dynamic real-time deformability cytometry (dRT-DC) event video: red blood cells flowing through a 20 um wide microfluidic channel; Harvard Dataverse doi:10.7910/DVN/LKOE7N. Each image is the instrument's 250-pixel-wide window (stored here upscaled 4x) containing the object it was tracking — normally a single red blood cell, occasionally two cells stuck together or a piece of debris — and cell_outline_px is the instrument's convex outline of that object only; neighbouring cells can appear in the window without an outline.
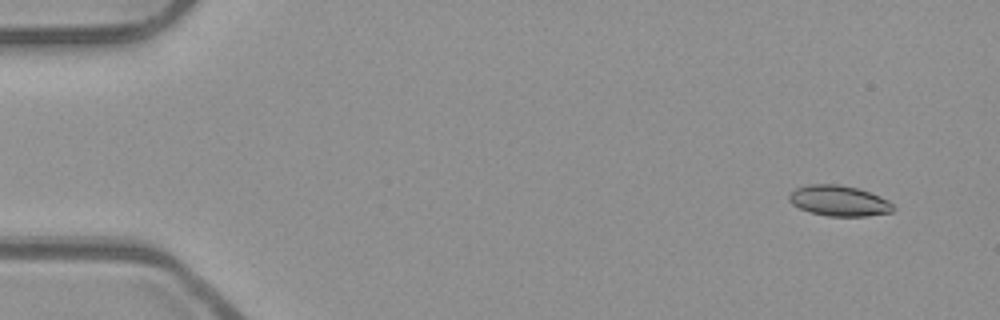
{"species": "common noctule bat (a hibernating species)", "species_latin": "Nyctalus noctula", "temperature_condition": "room temperature", "stored_images_in_passage": 52, "camera_frame_rate_fps": 3000, "um_per_image_px": 0.085, "animal": {"sex": "male", "body_mass_g": 23.1, "forearm_length_mm": 52.7}, "frame": {"image": 1, "passage_image": 3, "time_ms": 0.667, "image_size_px": [1000, 320], "cell_outline_px": [[896, 208], [892, 212], [868, 216], [828, 216], [808, 212], [792, 204], [788, 200], [788, 196], [796, 188], [808, 184], [840, 184], [856, 188], [880, 196], [888, 200]], "centroid_in_image_um": [71.31, 17.07], "position_along_channel_um": 13.7, "area_um2": 18.61}}
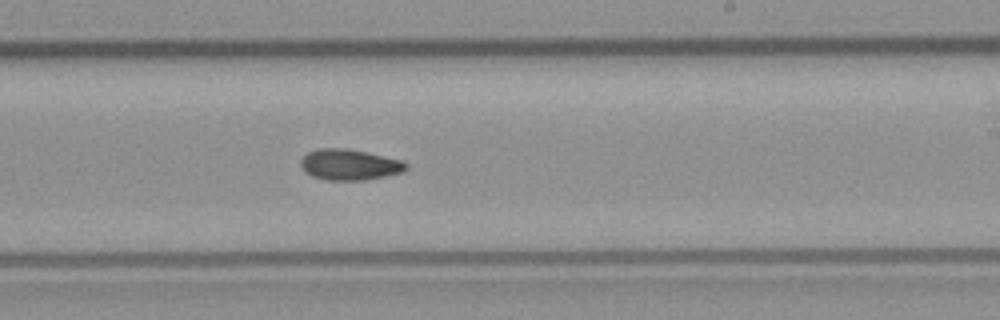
{"frame": {"image": 2, "passage_image": 31, "time_ms": 10.0, "image_size_px": [1000, 320], "cell_outline_px": [[408, 168], [404, 172], [364, 180], [328, 180], [312, 176], [304, 172], [300, 164], [300, 160], [308, 152], [320, 148], [344, 148], [364, 152], [400, 160], [408, 164]], "centroid_in_image_um": [29.68, 14.0], "position_along_channel_um": 259.3, "area_um2": 18.79}}
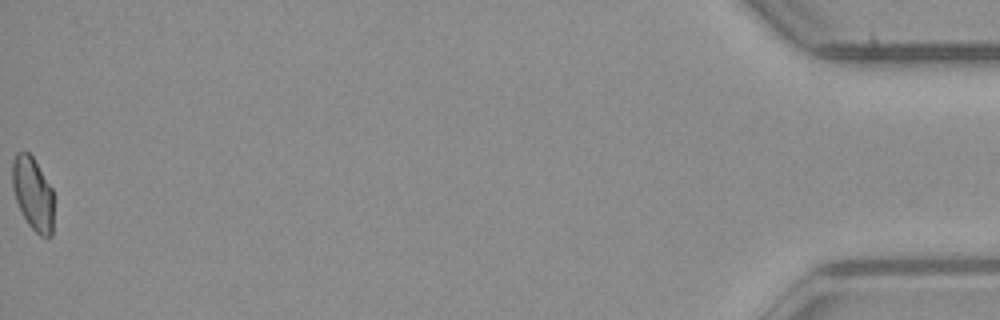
{"frame": {"image": 3, "passage_image": 52, "time_ms": 17.0, "image_size_px": [1000, 320], "cell_outline_px": [[52, 236], [40, 236], [28, 224], [16, 200], [12, 188], [12, 160], [16, 152], [28, 152], [32, 156], [52, 188]], "centroid_in_image_um": [2.77, 16.43], "position_along_channel_um": 432.4, "area_um2": 17.4}, "authors_computed_cell_mechanics": {"area_um2": 18.5827, "velocity_mm_per_s": 3.9773, "shape_relaxation_time_tau1_ms": null, "shape_relaxation_time_tau2_ms": 4.4053, "deformation_change_tau1": null, "deformation_change_tau2": 0.0931}}